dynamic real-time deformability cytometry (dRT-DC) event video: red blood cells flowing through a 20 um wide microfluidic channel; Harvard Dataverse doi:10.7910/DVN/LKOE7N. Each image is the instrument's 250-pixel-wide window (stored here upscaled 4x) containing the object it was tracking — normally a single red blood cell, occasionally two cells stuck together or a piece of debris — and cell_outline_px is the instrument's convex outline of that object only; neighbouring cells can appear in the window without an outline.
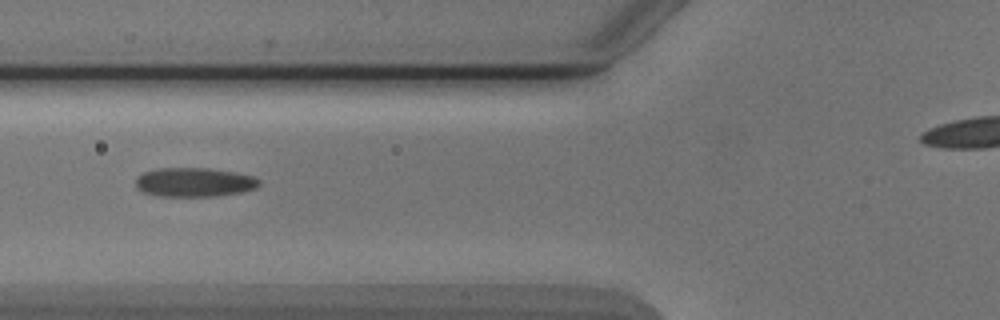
{"species": "Egyptian fruit bat (a non-hibernating species)", "species_latin": "Rousettus aegyptiacus", "temperature_condition": "cold", "stored_images_in_passage": 3, "segment_of_instrument_passage": [1, 2], "camera_frame_rate_fps": 3000, "um_per_image_px": 0.085, "animal": {"sex": "male"}, "frame": {"image": 1, "passage_image": 2, "time_ms": 1.0, "image_size_px": [1000, 320], "cell_outline_px": [[260, 184], [256, 188], [240, 192], [216, 196], [160, 196], [144, 192], [136, 188], [136, 176], [144, 172], [160, 168], [208, 168], [236, 172], [252, 176], [260, 180]], "centroid_in_image_um": [16.51, 15.48], "position_along_channel_um": 109.3, "area_um2": 20.92}}